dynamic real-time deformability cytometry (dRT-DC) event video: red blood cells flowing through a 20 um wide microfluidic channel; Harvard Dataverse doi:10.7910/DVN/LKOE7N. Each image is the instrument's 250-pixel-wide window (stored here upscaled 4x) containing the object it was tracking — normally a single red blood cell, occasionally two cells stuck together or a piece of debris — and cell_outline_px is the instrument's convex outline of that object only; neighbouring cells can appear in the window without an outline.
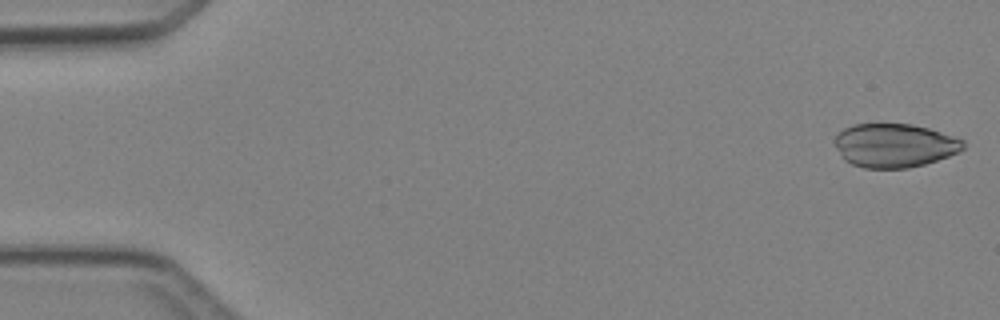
{"species": "Egyptian fruit bat (a non-hibernating species)", "species_latin": "Rousettus aegyptiacus", "temperature_condition": "cold", "stored_images_in_passage": 4, "camera_frame_rate_fps": 3000, "um_per_image_px": 0.085, "animal": {"sex": "female"}, "frame": {"image": 1, "passage_image": 1, "time_ms": 0.0, "image_size_px": [1000, 320], "cell_outline_px": [[964, 148], [960, 152], [924, 164], [908, 168], [864, 168], [852, 164], [844, 160], [836, 148], [832, 140], [844, 128], [852, 124], [912, 124], [928, 128], [964, 140]], "centroid_in_image_um": [76.0, 12.36], "position_along_channel_um": 9.0, "area_um2": 32.77}}